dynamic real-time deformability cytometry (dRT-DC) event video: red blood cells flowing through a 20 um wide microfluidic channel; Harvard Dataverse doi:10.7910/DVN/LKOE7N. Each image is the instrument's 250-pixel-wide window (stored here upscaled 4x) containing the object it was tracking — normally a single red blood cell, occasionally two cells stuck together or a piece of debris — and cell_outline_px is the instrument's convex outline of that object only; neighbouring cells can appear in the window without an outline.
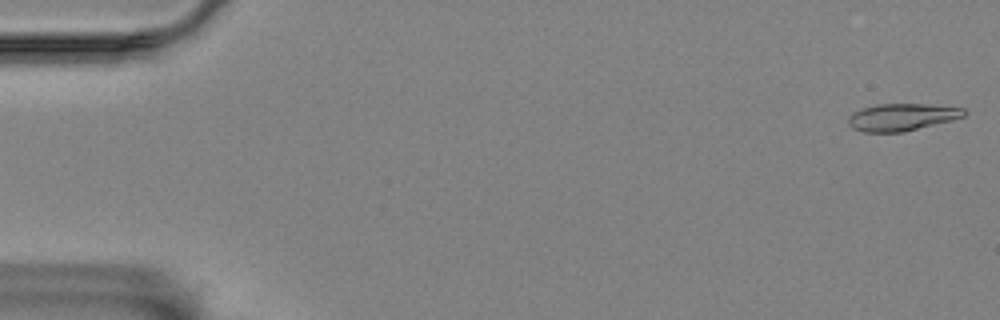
{"species": "Egyptian fruit bat (a non-hibernating species)", "species_latin": "Rousettus aegyptiacus", "temperature_condition": "room temperature", "stored_images_in_passage": 13, "camera_frame_rate_fps": 3000, "um_per_image_px": 0.085, "animal": {"sex": "female"}, "frame": {"image": 1, "passage_image": 1, "time_ms": 0.0, "image_size_px": [1000, 320], "cell_outline_px": [[968, 112], [964, 116], [952, 120], [904, 132], [864, 132], [852, 128], [848, 124], [848, 116], [852, 112], [860, 108], [876, 104], [924, 104], [964, 108]], "centroid_in_image_um": [76.63, 9.95], "position_along_channel_um": 8.4, "area_um2": 18.5}}